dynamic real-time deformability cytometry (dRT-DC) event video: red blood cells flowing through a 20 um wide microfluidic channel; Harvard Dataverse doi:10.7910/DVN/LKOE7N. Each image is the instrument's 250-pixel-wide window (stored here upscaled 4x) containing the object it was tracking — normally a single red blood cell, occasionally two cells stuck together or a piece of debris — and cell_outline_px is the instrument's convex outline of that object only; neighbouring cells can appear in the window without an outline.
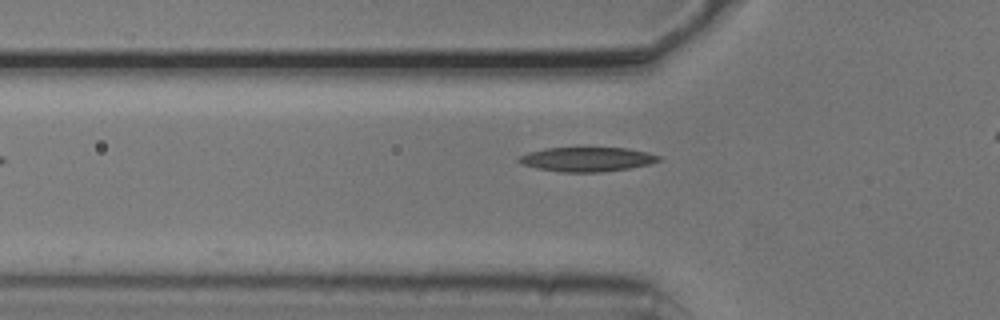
{"species": "common noctule bat (a hibernating species)", "species_latin": "Nyctalus noctula", "temperature_condition": "cold", "stored_images_in_passage": 4, "camera_frame_rate_fps": 3000, "um_per_image_px": 0.085, "animal": {"sex": "male", "body_mass_g": 20.5, "forearm_length_mm": 52.5}, "frame": {"image": 1, "passage_image": 4, "time_ms": 1.0, "image_size_px": [1000, 320], "cell_outline_px": [[664, 160], [648, 164], [628, 168], [600, 172], [560, 172], [536, 168], [520, 164], [516, 160], [516, 156], [528, 152], [544, 148], [628, 148], [648, 152], [660, 156]], "centroid_in_image_um": [49.85, 13.54], "position_along_channel_um": 76.0, "area_um2": 20.06}}